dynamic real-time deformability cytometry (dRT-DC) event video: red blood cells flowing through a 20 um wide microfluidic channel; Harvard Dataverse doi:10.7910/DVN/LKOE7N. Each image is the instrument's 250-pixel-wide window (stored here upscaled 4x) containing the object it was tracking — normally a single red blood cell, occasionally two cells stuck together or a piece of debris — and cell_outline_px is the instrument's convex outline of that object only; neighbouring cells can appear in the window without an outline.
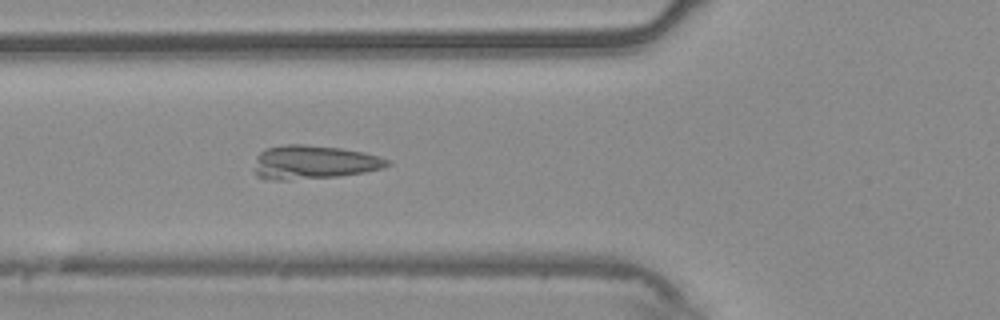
{"species": "common noctule bat (a hibernating species)", "species_latin": "Nyctalus noctula", "temperature_condition": "warm", "stored_images_in_passage": 56, "camera_frame_rate_fps": 3000, "um_per_image_px": 0.085, "animal": {"sex": "male", "body_mass_g": 20.4}, "frame": {"image": 1, "passage_image": 22, "time_ms": 7.0, "image_size_px": [1000, 320], "cell_outline_px": [[392, 164], [380, 168], [364, 172], [336, 176], [288, 180], [264, 180], [256, 176], [256, 156], [260, 152], [268, 148], [284, 144], [304, 144], [340, 148], [364, 152], [388, 160]], "centroid_in_image_um": [26.62, 13.79], "position_along_channel_um": 99.2, "area_um2": 25.95}}
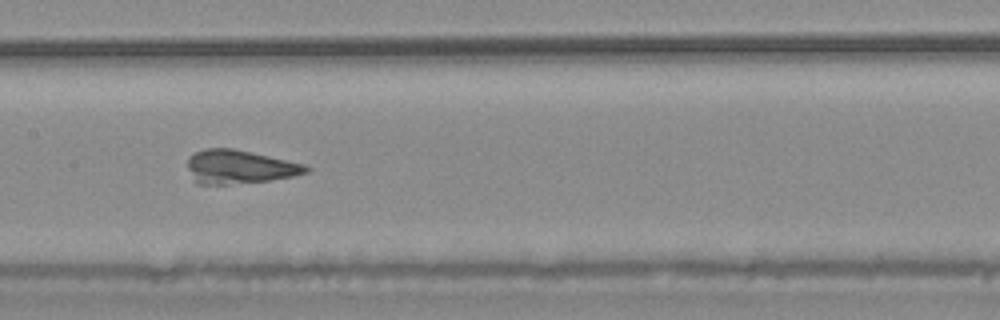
{"frame": {"image": 2, "passage_image": 29, "time_ms": 9.333, "image_size_px": [1000, 320], "cell_outline_px": [[312, 168], [308, 172], [292, 176], [268, 180], [228, 184], [200, 184], [196, 180], [188, 168], [188, 156], [204, 148], [232, 148], [304, 164]], "centroid_in_image_um": [20.35, 14.17], "position_along_channel_um": 187.0, "area_um2": 22.77}}
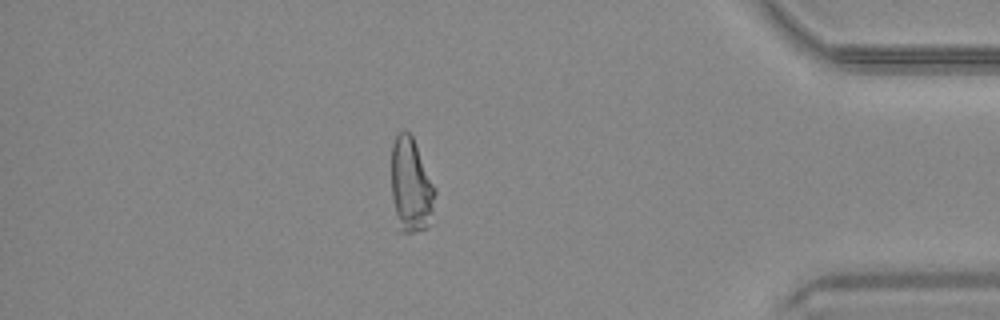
{"frame": {"image": 3, "passage_image": 49, "time_ms": 16.0, "image_size_px": [1000, 320], "cell_outline_px": [[436, 192], [432, 212], [428, 224], [424, 228], [412, 232], [396, 232], [392, 196], [392, 144], [396, 136], [404, 128], [412, 136], [436, 188]], "centroid_in_image_um": [34.9, 15.78], "position_along_channel_um": 400.3, "area_um2": 24.22}}